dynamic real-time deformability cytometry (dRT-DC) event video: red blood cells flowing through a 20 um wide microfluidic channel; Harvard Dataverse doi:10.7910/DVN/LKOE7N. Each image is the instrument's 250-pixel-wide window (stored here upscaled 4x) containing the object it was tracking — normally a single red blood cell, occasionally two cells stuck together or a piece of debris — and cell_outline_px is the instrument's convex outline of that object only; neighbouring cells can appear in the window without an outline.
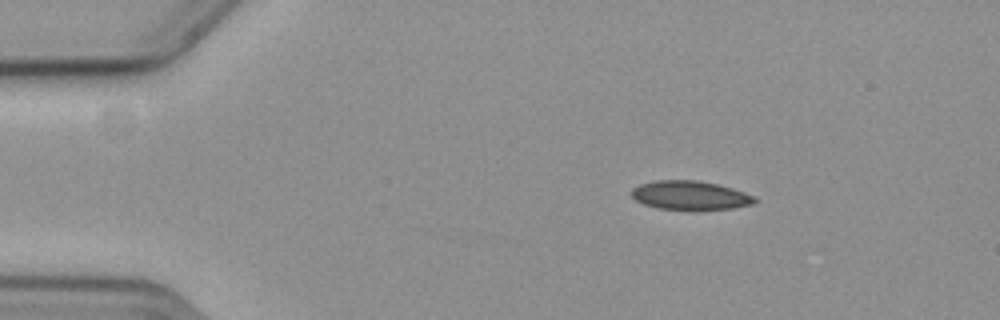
{"species": "common noctule bat (a hibernating species)", "species_latin": "Nyctalus noctula", "temperature_condition": "cold", "stored_images_in_passage": 49, "camera_frame_rate_fps": 3000, "um_per_image_px": 0.085, "animal": {"sex": "female", "body_mass_g": 19.3, "forearm_length_mm": 54.1}, "frame": {"image": 1, "passage_image": 1, "time_ms": 0.0, "image_size_px": [1000, 320], "cell_outline_px": [[756, 200], [752, 204], [732, 208], [660, 208], [644, 204], [636, 200], [632, 196], [632, 188], [640, 184], [656, 180], [696, 180], [716, 184], [732, 188], [756, 196]], "centroid_in_image_um": [58.65, 16.57], "position_along_channel_um": 26.3, "area_um2": 20.11}}
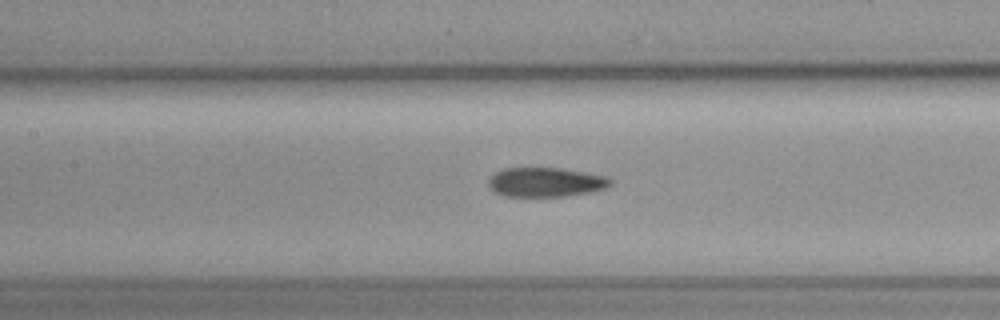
{"frame": {"image": 2, "passage_image": 18, "time_ms": 5.667, "image_size_px": [1000, 320], "cell_outline_px": [[612, 184], [608, 188], [592, 192], [564, 196], [504, 196], [496, 192], [488, 184], [488, 180], [496, 172], [504, 168], [560, 168], [608, 176], [612, 180]], "centroid_in_image_um": [46.44, 15.48], "position_along_channel_um": 161.0, "area_um2": 20.87}}
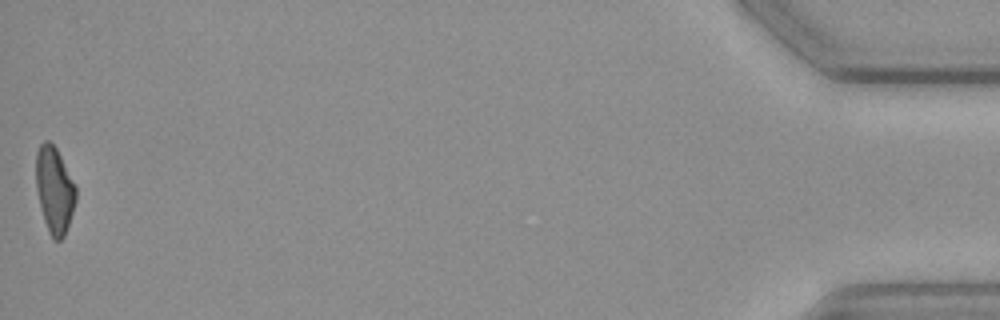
{"frame": {"image": 3, "passage_image": 49, "time_ms": 16.0, "image_size_px": [1000, 320], "cell_outline_px": [[76, 200], [64, 236], [60, 240], [52, 240], [48, 232], [44, 220], [36, 188], [36, 152], [40, 144], [44, 140], [48, 140], [56, 148], [76, 188]], "centroid_in_image_um": [4.61, 16.15], "position_along_channel_um": 430.6, "area_um2": 19.77}, "authors_computed_cell_mechanics": {"area_um2": 21.0392, "velocity_mm_per_s": 3.6146, "shape_relaxation_time_tau1_ms": null, "shape_relaxation_time_tau2_ms": 4.0404, "deformation_change_tau1": null, "deformation_change_tau2": 0.1013}}